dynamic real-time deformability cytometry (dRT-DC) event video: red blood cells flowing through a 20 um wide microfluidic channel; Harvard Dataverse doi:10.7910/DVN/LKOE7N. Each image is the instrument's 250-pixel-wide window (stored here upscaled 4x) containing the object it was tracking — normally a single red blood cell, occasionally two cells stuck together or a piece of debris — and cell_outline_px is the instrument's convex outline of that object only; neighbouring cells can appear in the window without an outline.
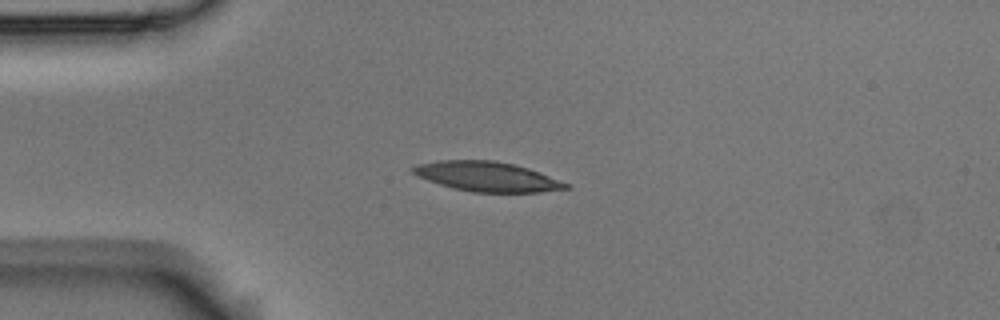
{"species": "Egyptian fruit bat (a non-hibernating species)", "species_latin": "Rousettus aegyptiacus", "temperature_condition": "room temperature", "stored_images_in_passage": 3, "camera_frame_rate_fps": 3000, "um_per_image_px": 0.085, "animal": {"sex": "male"}, "frame": {"image": 1, "passage_image": 2, "time_ms": 0.333, "image_size_px": [1000, 320], "cell_outline_px": [[572, 188], [540, 192], [472, 192], [452, 188], [428, 180], [412, 172], [408, 168], [416, 164], [440, 160], [492, 160], [512, 164], [528, 168], [572, 184]], "centroid_in_image_um": [41.43, 15.01], "position_along_channel_um": 43.6, "area_um2": 26.53}}